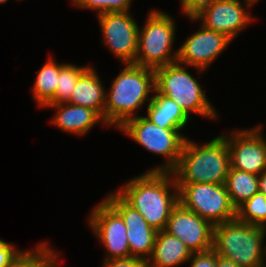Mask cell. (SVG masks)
Instances as JSON below:
<instances>
[{"instance_id":"6da1fadb","label":"cell","mask_w":266,"mask_h":267,"mask_svg":"<svg viewBox=\"0 0 266 267\" xmlns=\"http://www.w3.org/2000/svg\"><path fill=\"white\" fill-rule=\"evenodd\" d=\"M172 188L174 192H170ZM117 193L156 231L165 229L171 211L179 202L172 172L146 171L126 182Z\"/></svg>"},{"instance_id":"7a4b0ae2","label":"cell","mask_w":266,"mask_h":267,"mask_svg":"<svg viewBox=\"0 0 266 267\" xmlns=\"http://www.w3.org/2000/svg\"><path fill=\"white\" fill-rule=\"evenodd\" d=\"M154 90V69L125 64L105 96V125L119 128L128 119L136 117V111L145 105L147 99H152L149 93Z\"/></svg>"},{"instance_id":"3957f363","label":"cell","mask_w":266,"mask_h":267,"mask_svg":"<svg viewBox=\"0 0 266 267\" xmlns=\"http://www.w3.org/2000/svg\"><path fill=\"white\" fill-rule=\"evenodd\" d=\"M230 167L229 148L222 135L202 146L187 138L172 173L179 190L184 184L225 183Z\"/></svg>"},{"instance_id":"277c9868","label":"cell","mask_w":266,"mask_h":267,"mask_svg":"<svg viewBox=\"0 0 266 267\" xmlns=\"http://www.w3.org/2000/svg\"><path fill=\"white\" fill-rule=\"evenodd\" d=\"M265 236V227L234 219L214 226L212 249L240 267H266Z\"/></svg>"},{"instance_id":"5b68a950","label":"cell","mask_w":266,"mask_h":267,"mask_svg":"<svg viewBox=\"0 0 266 267\" xmlns=\"http://www.w3.org/2000/svg\"><path fill=\"white\" fill-rule=\"evenodd\" d=\"M155 90L174 100L189 117L190 113L207 118L218 119L216 108L206 98L197 79L185 65L178 62L154 69Z\"/></svg>"},{"instance_id":"8992f818","label":"cell","mask_w":266,"mask_h":267,"mask_svg":"<svg viewBox=\"0 0 266 267\" xmlns=\"http://www.w3.org/2000/svg\"><path fill=\"white\" fill-rule=\"evenodd\" d=\"M147 16L145 24L138 30L134 64L156 69L177 62L178 49L173 50L175 21L169 14L157 9Z\"/></svg>"},{"instance_id":"52a82bcc","label":"cell","mask_w":266,"mask_h":267,"mask_svg":"<svg viewBox=\"0 0 266 267\" xmlns=\"http://www.w3.org/2000/svg\"><path fill=\"white\" fill-rule=\"evenodd\" d=\"M118 129L149 152L166 159L164 164L148 171L172 172L178 164L187 139L179 129H163L145 116L128 119Z\"/></svg>"},{"instance_id":"ba28073f","label":"cell","mask_w":266,"mask_h":267,"mask_svg":"<svg viewBox=\"0 0 266 267\" xmlns=\"http://www.w3.org/2000/svg\"><path fill=\"white\" fill-rule=\"evenodd\" d=\"M179 202L213 226L236 219L225 184L191 183L179 190Z\"/></svg>"},{"instance_id":"9c48e42d","label":"cell","mask_w":266,"mask_h":267,"mask_svg":"<svg viewBox=\"0 0 266 267\" xmlns=\"http://www.w3.org/2000/svg\"><path fill=\"white\" fill-rule=\"evenodd\" d=\"M103 41L122 64H134L139 26L130 12H110L97 15Z\"/></svg>"},{"instance_id":"30bf717a","label":"cell","mask_w":266,"mask_h":267,"mask_svg":"<svg viewBox=\"0 0 266 267\" xmlns=\"http://www.w3.org/2000/svg\"><path fill=\"white\" fill-rule=\"evenodd\" d=\"M88 219L90 229L108 252L104 260L130 257L124 220L105 199L91 211Z\"/></svg>"},{"instance_id":"8fae6325","label":"cell","mask_w":266,"mask_h":267,"mask_svg":"<svg viewBox=\"0 0 266 267\" xmlns=\"http://www.w3.org/2000/svg\"><path fill=\"white\" fill-rule=\"evenodd\" d=\"M263 125L223 134L230 153L231 168L261 175L266 171V139Z\"/></svg>"},{"instance_id":"7c38bea8","label":"cell","mask_w":266,"mask_h":267,"mask_svg":"<svg viewBox=\"0 0 266 267\" xmlns=\"http://www.w3.org/2000/svg\"><path fill=\"white\" fill-rule=\"evenodd\" d=\"M164 231L179 238L191 253L212 249L214 226L180 202L171 211Z\"/></svg>"},{"instance_id":"4fadbf2b","label":"cell","mask_w":266,"mask_h":267,"mask_svg":"<svg viewBox=\"0 0 266 267\" xmlns=\"http://www.w3.org/2000/svg\"><path fill=\"white\" fill-rule=\"evenodd\" d=\"M201 28L191 34L178 49L177 62L204 72L231 43L225 34Z\"/></svg>"},{"instance_id":"5bb4252c","label":"cell","mask_w":266,"mask_h":267,"mask_svg":"<svg viewBox=\"0 0 266 267\" xmlns=\"http://www.w3.org/2000/svg\"><path fill=\"white\" fill-rule=\"evenodd\" d=\"M123 218L127 227L130 257L148 260L151 256L157 232L143 216L129 205L117 192L104 198Z\"/></svg>"},{"instance_id":"9a60e30c","label":"cell","mask_w":266,"mask_h":267,"mask_svg":"<svg viewBox=\"0 0 266 267\" xmlns=\"http://www.w3.org/2000/svg\"><path fill=\"white\" fill-rule=\"evenodd\" d=\"M241 0H218L205 8L191 21H200L209 30L225 34L233 41L248 24L254 20Z\"/></svg>"},{"instance_id":"2e32d148","label":"cell","mask_w":266,"mask_h":267,"mask_svg":"<svg viewBox=\"0 0 266 267\" xmlns=\"http://www.w3.org/2000/svg\"><path fill=\"white\" fill-rule=\"evenodd\" d=\"M46 107L54 108L57 111L51 123L58 129L74 133V135H85L97 122L105 124L103 118L96 111L87 107L68 102L48 104Z\"/></svg>"},{"instance_id":"e0dca14e","label":"cell","mask_w":266,"mask_h":267,"mask_svg":"<svg viewBox=\"0 0 266 267\" xmlns=\"http://www.w3.org/2000/svg\"><path fill=\"white\" fill-rule=\"evenodd\" d=\"M105 96L99 74L89 65L79 76L68 103L90 108L104 121Z\"/></svg>"},{"instance_id":"ac0fdd59","label":"cell","mask_w":266,"mask_h":267,"mask_svg":"<svg viewBox=\"0 0 266 267\" xmlns=\"http://www.w3.org/2000/svg\"><path fill=\"white\" fill-rule=\"evenodd\" d=\"M192 253L177 237L166 231H158L151 256L147 260L148 267H175L186 264Z\"/></svg>"},{"instance_id":"d6986e66","label":"cell","mask_w":266,"mask_h":267,"mask_svg":"<svg viewBox=\"0 0 266 267\" xmlns=\"http://www.w3.org/2000/svg\"><path fill=\"white\" fill-rule=\"evenodd\" d=\"M147 106V119L163 129H179L186 127L189 118L182 108L172 99L154 90Z\"/></svg>"},{"instance_id":"ffe728a7","label":"cell","mask_w":266,"mask_h":267,"mask_svg":"<svg viewBox=\"0 0 266 267\" xmlns=\"http://www.w3.org/2000/svg\"><path fill=\"white\" fill-rule=\"evenodd\" d=\"M258 182L259 175L230 167L224 184L236 209L259 192Z\"/></svg>"},{"instance_id":"44dd1931","label":"cell","mask_w":266,"mask_h":267,"mask_svg":"<svg viewBox=\"0 0 266 267\" xmlns=\"http://www.w3.org/2000/svg\"><path fill=\"white\" fill-rule=\"evenodd\" d=\"M64 63L55 62L52 56L41 67L37 73L33 85V100L37 106L46 107L55 97L56 87L58 85V75L60 68Z\"/></svg>"},{"instance_id":"7402d4cb","label":"cell","mask_w":266,"mask_h":267,"mask_svg":"<svg viewBox=\"0 0 266 267\" xmlns=\"http://www.w3.org/2000/svg\"><path fill=\"white\" fill-rule=\"evenodd\" d=\"M59 254L49 243H39L33 250L25 252L8 267H58Z\"/></svg>"},{"instance_id":"603a6c76","label":"cell","mask_w":266,"mask_h":267,"mask_svg":"<svg viewBox=\"0 0 266 267\" xmlns=\"http://www.w3.org/2000/svg\"><path fill=\"white\" fill-rule=\"evenodd\" d=\"M236 219L266 228V196L260 192L254 194L236 209Z\"/></svg>"},{"instance_id":"cb8c5ba5","label":"cell","mask_w":266,"mask_h":267,"mask_svg":"<svg viewBox=\"0 0 266 267\" xmlns=\"http://www.w3.org/2000/svg\"><path fill=\"white\" fill-rule=\"evenodd\" d=\"M87 67L65 63L59 70L55 97L49 104L68 102L79 76Z\"/></svg>"},{"instance_id":"d4e9b609","label":"cell","mask_w":266,"mask_h":267,"mask_svg":"<svg viewBox=\"0 0 266 267\" xmlns=\"http://www.w3.org/2000/svg\"><path fill=\"white\" fill-rule=\"evenodd\" d=\"M133 0H76L73 4L81 9L96 10L97 15L129 11Z\"/></svg>"},{"instance_id":"484cf974","label":"cell","mask_w":266,"mask_h":267,"mask_svg":"<svg viewBox=\"0 0 266 267\" xmlns=\"http://www.w3.org/2000/svg\"><path fill=\"white\" fill-rule=\"evenodd\" d=\"M25 251H21L12 243L0 239V267H8L17 260Z\"/></svg>"},{"instance_id":"4316f807","label":"cell","mask_w":266,"mask_h":267,"mask_svg":"<svg viewBox=\"0 0 266 267\" xmlns=\"http://www.w3.org/2000/svg\"><path fill=\"white\" fill-rule=\"evenodd\" d=\"M218 0H181L182 13L188 18H195L205 8L214 4Z\"/></svg>"},{"instance_id":"83f0119b","label":"cell","mask_w":266,"mask_h":267,"mask_svg":"<svg viewBox=\"0 0 266 267\" xmlns=\"http://www.w3.org/2000/svg\"><path fill=\"white\" fill-rule=\"evenodd\" d=\"M190 267H216L217 253L211 249L206 252L192 253Z\"/></svg>"},{"instance_id":"f1b7e54d","label":"cell","mask_w":266,"mask_h":267,"mask_svg":"<svg viewBox=\"0 0 266 267\" xmlns=\"http://www.w3.org/2000/svg\"><path fill=\"white\" fill-rule=\"evenodd\" d=\"M103 267H148L147 260L138 257L110 259L103 261Z\"/></svg>"},{"instance_id":"f546056e","label":"cell","mask_w":266,"mask_h":267,"mask_svg":"<svg viewBox=\"0 0 266 267\" xmlns=\"http://www.w3.org/2000/svg\"><path fill=\"white\" fill-rule=\"evenodd\" d=\"M216 267H240V266L235 264L233 261L228 260L217 254Z\"/></svg>"},{"instance_id":"4dcf8cb0","label":"cell","mask_w":266,"mask_h":267,"mask_svg":"<svg viewBox=\"0 0 266 267\" xmlns=\"http://www.w3.org/2000/svg\"><path fill=\"white\" fill-rule=\"evenodd\" d=\"M258 187L259 192L266 196V171L259 175Z\"/></svg>"},{"instance_id":"1f68e13d","label":"cell","mask_w":266,"mask_h":267,"mask_svg":"<svg viewBox=\"0 0 266 267\" xmlns=\"http://www.w3.org/2000/svg\"><path fill=\"white\" fill-rule=\"evenodd\" d=\"M258 0H244L243 2L245 3V6L247 8L253 6V4H255V2H257Z\"/></svg>"},{"instance_id":"d6a6232c","label":"cell","mask_w":266,"mask_h":267,"mask_svg":"<svg viewBox=\"0 0 266 267\" xmlns=\"http://www.w3.org/2000/svg\"><path fill=\"white\" fill-rule=\"evenodd\" d=\"M8 0H0V4L5 3Z\"/></svg>"}]
</instances>
